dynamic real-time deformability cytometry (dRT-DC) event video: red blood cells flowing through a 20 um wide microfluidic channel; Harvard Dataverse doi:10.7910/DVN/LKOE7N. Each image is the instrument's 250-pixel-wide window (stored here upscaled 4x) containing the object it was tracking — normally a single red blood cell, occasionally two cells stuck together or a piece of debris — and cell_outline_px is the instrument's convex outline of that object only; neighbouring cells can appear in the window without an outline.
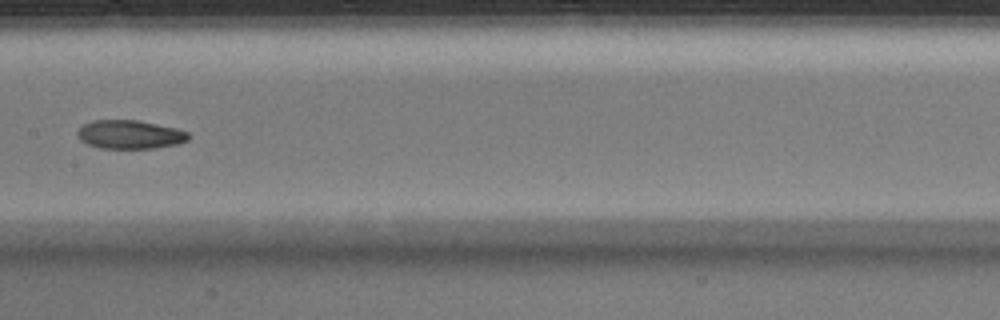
{"species": "Egyptian fruit bat (a non-hibernating species)", "species_latin": "Rousettus aegyptiacus", "temperature_condition": "warm", "stored_images_in_passage": 30, "camera_frame_rate_fps": 3000, "um_per_image_px": 0.085, "animal": {"sex": "male"}, "frame": {"image": 1, "passage_image": 9, "time_ms": 2.667, "image_size_px": [1000, 320], "cell_outline_px": [[188, 140], [180, 144], [152, 148], [100, 148], [88, 144], [80, 140], [76, 136], [76, 132], [84, 124], [92, 120], [140, 120], [176, 128], [188, 132]], "centroid_in_image_um": [11.03, 11.43], "position_along_channel_um": 196.4, "area_um2": 18.61}}
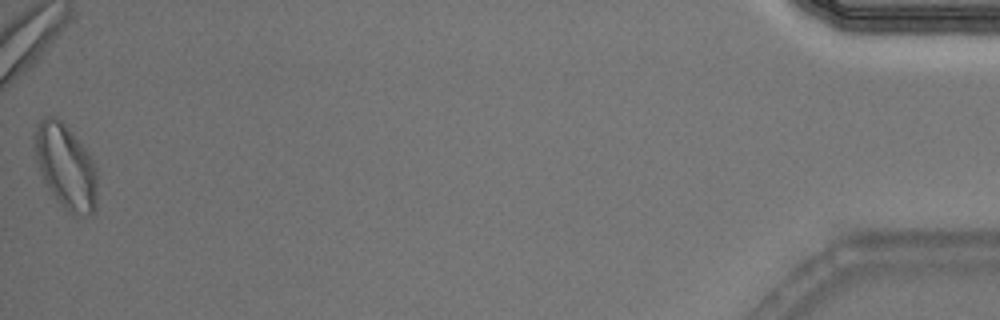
{"frame": {"image": 2, "passage_image": 30, "time_ms": 9.667, "image_size_px": [1000, 320], "cell_outline_px": [[96, 212], [84, 216], [76, 216], [68, 212], [56, 200], [48, 188], [40, 172], [36, 160], [32, 136], [40, 120], [44, 116], [56, 116], [68, 128], [88, 152], [96, 168]], "centroid_in_image_um": [5.57, 14.17], "position_along_channel_um": 429.6, "area_um2": 31.04}}